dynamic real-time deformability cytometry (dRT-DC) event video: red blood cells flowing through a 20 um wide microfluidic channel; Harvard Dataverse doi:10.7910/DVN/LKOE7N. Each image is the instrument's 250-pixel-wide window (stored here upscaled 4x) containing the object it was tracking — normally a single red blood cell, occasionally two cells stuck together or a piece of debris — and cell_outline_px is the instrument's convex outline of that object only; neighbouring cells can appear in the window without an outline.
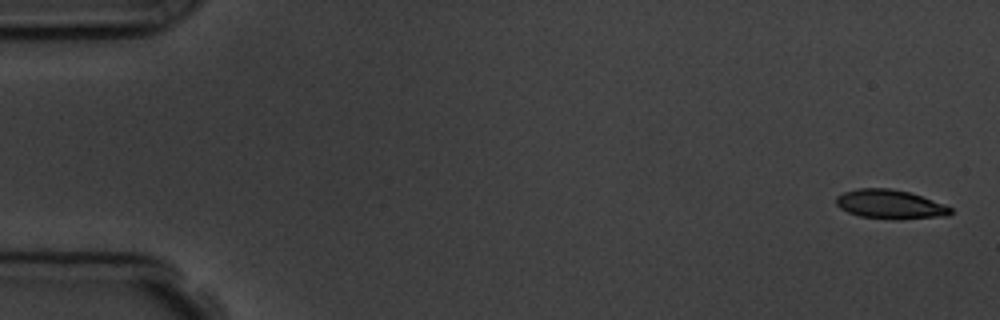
{"species": "common noctule bat (a hibernating species)", "species_latin": "Nyctalus noctula", "temperature_condition": "room temperature", "stored_images_in_passage": 5, "camera_frame_rate_fps": 3000, "um_per_image_px": 0.085, "animal": {"sex": "male", "body_mass_g": 19.5, "forearm_length_mm": 54.6}, "frame": {"image": 1, "passage_image": 1, "time_ms": 0.0, "image_size_px": [1000, 320], "cell_outline_px": [[952, 212], [948, 216], [900, 220], [892, 220], [860, 216], [848, 212], [840, 208], [836, 204], [836, 196], [844, 192], [856, 188], [892, 188], [908, 192], [944, 204], [952, 208]], "centroid_in_image_um": [75.66, 17.38], "position_along_channel_um": 9.3, "area_um2": 19.59}}
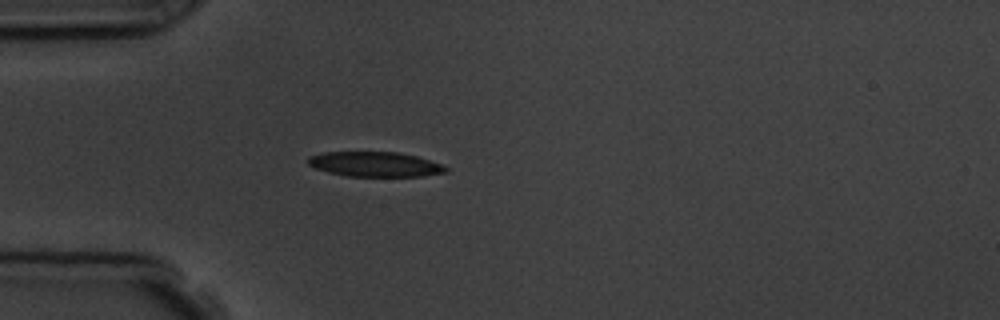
{"frame": {"image": 2, "passage_image": 5, "time_ms": 4.667, "image_size_px": [1000, 320], "cell_outline_px": [[448, 172], [424, 176], [348, 176], [328, 172], [316, 168], [308, 164], [308, 156], [324, 152], [400, 152], [416, 156], [440, 164], [448, 168]], "centroid_in_image_um": [31.88, 13.96], "position_along_channel_um": 53.1, "area_um2": 19.88}}